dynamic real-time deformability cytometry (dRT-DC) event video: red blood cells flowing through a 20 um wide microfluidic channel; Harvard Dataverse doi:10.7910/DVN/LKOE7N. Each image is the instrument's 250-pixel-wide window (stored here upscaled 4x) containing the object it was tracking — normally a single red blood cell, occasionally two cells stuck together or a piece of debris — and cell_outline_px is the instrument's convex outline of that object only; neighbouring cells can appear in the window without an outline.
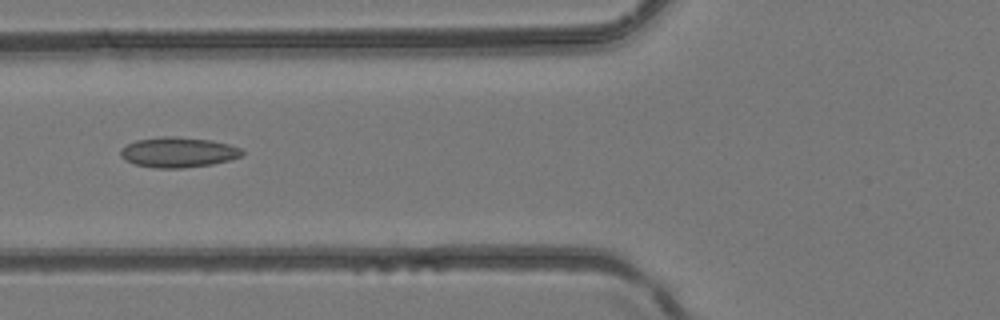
{"species": "common noctule bat (a hibernating species)", "species_latin": "Nyctalus noctula", "temperature_condition": "room temperature", "stored_images_in_passage": 5, "camera_frame_rate_fps": 3000, "um_per_image_px": 0.085, "animal": {"sex": "female", "body_mass_g": 24.6, "forearm_length_mm": 56.2}, "frame": {"image": 1, "passage_image": 4, "time_ms": 1.0, "image_size_px": [1000, 320], "cell_outline_px": [[244, 152], [240, 156], [228, 160], [212, 164], [184, 168], [152, 168], [136, 164], [124, 160], [120, 156], [120, 148], [136, 140], [164, 136], [176, 136], [212, 140], [228, 144], [240, 148]], "centroid_in_image_um": [15.11, 12.94], "position_along_channel_um": 110.7, "area_um2": 21.44}}
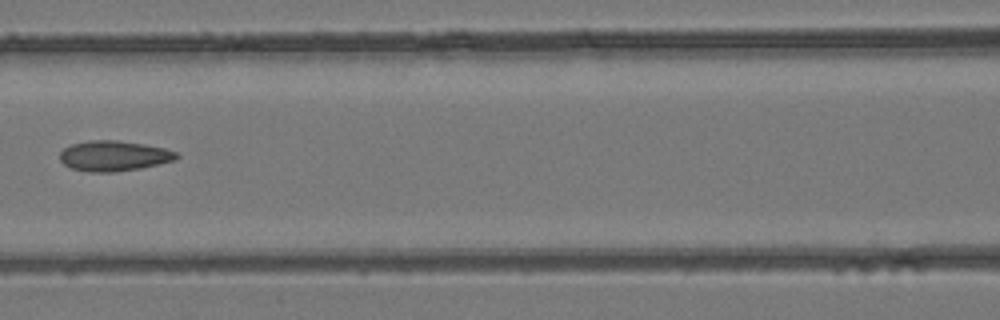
{"frame": {"image": 2, "passage_image": 5, "time_ms": 1.333, "image_size_px": [1000, 320], "cell_outline_px": [[180, 156], [176, 160], [140, 168], [112, 172], [88, 172], [72, 168], [64, 164], [60, 160], [60, 152], [64, 148], [72, 144], [88, 140], [116, 140], [144, 144], [164, 148], [176, 152]], "centroid_in_image_um": [9.68, 13.25], "position_along_channel_um": 156.9, "area_um2": 20.58}}